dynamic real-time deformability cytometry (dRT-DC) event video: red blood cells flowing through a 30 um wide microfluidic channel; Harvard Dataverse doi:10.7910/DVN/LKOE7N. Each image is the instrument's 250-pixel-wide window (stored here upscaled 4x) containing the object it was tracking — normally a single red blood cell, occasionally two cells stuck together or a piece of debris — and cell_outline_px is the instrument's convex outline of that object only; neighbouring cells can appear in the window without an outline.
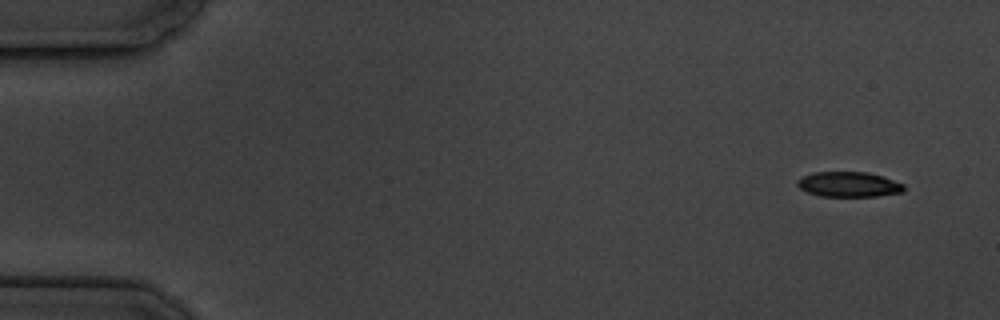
{"species": "common noctule bat (a hibernating species)", "species_latin": "Nyctalus noctula", "temperature_condition": "cold", "stored_images_in_passage": 6, "camera_frame_rate_fps": 3000, "um_per_image_px": 0.085, "animal": {"sex": "male", "body_mass_g": 19.5, "forearm_length_mm": 54.6}, "frame": {"image": 1, "passage_image": 1, "time_ms": 0.0, "image_size_px": [1000, 320], "cell_outline_px": [[904, 192], [876, 196], [820, 196], [808, 192], [800, 188], [796, 184], [796, 180], [812, 172], [868, 172], [904, 184]], "centroid_in_image_um": [72.12, 15.67], "position_along_channel_um": 12.9, "area_um2": 15.49}}
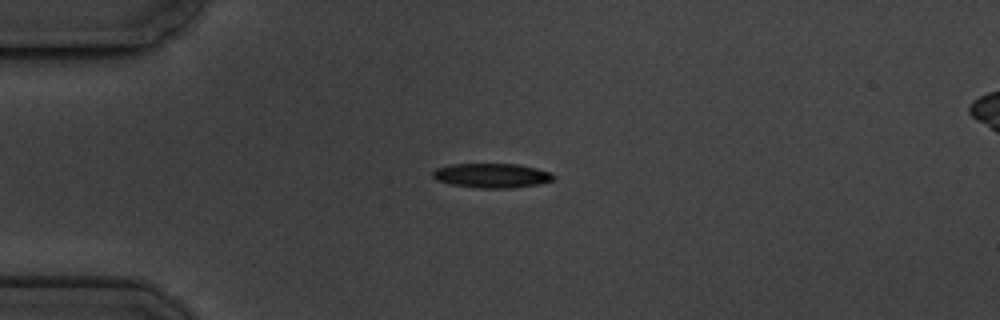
{"frame": {"image": 2, "passage_image": 4, "time_ms": 3.667, "image_size_px": [1000, 320], "cell_outline_px": [[556, 176], [552, 180], [536, 184], [512, 188], [480, 188], [452, 184], [436, 180], [432, 176], [432, 172], [436, 168], [448, 164], [520, 164], [552, 172]], "centroid_in_image_um": [41.79, 14.91], "position_along_channel_um": 43.2, "area_um2": 17.22}}